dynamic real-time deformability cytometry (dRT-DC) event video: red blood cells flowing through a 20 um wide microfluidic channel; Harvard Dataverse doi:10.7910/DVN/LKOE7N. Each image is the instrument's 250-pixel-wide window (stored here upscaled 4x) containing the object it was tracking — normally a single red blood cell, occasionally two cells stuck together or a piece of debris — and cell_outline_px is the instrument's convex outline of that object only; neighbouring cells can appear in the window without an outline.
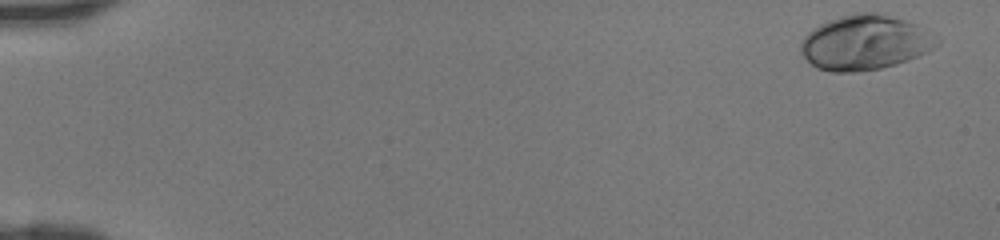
{"species": "human", "species_latin": "Homo sapiens", "temperature_condition": "room temperature", "stored_images_in_passage": 45, "camera_frame_rate_fps": 3000, "um_per_image_px": 0.085, "donor": {"sex": "female"}, "frame": {"image": 1, "passage_image": 1, "time_ms": 0.0, "image_size_px": [1000, 240], "cell_outline_px": [[940, 44], [928, 52], [908, 60], [896, 64], [880, 68], [856, 72], [832, 72], [816, 68], [800, 52], [800, 44], [804, 36], [812, 28], [828, 20], [852, 12], [884, 12], [916, 24], [940, 36]], "centroid_in_image_um": [73.56, 3.59], "position_along_channel_um": 11.4, "area_um2": 44.22}}
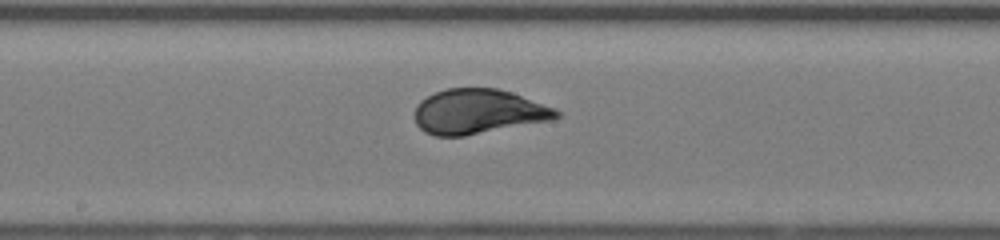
{"frame": {"image": 2, "passage_image": 25, "time_ms": 8.0, "image_size_px": [1000, 240], "cell_outline_px": [[560, 116], [552, 120], [464, 136], [436, 136], [424, 132], [416, 124], [416, 104], [420, 100], [436, 92], [448, 88], [496, 88], [512, 92], [556, 108], [560, 112]], "centroid_in_image_um": [40.67, 9.48], "position_along_channel_um": 207.5, "area_um2": 36.99}}
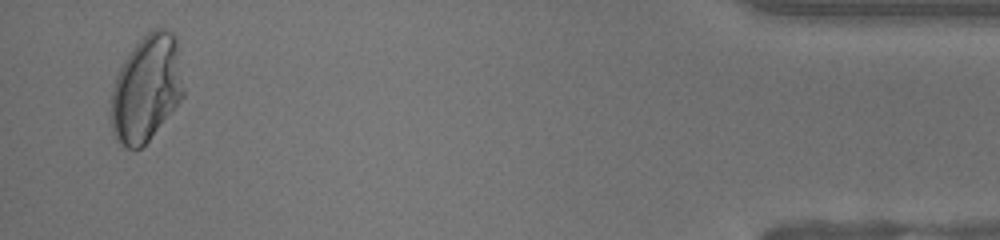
{"frame": {"image": 3, "passage_image": 44, "time_ms": 14.333, "image_size_px": [1000, 240], "cell_outline_px": [[184, 96], [148, 140], [140, 148], [124, 148], [112, 136], [108, 116], [112, 92], [116, 76], [124, 60], [136, 44], [152, 28], [164, 28], [172, 32], [176, 36], [184, 88]], "centroid_in_image_um": [12.42, 7.54], "position_along_channel_um": 422.8, "area_um2": 45.32}}